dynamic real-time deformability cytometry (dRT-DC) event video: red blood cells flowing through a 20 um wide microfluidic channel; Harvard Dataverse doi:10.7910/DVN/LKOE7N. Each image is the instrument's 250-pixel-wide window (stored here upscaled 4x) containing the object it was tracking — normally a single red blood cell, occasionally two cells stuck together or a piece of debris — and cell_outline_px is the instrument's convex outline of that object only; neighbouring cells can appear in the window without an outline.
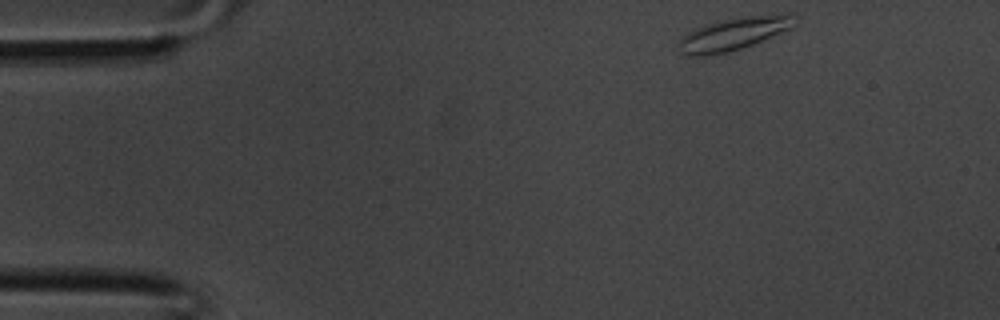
{"species": "common noctule bat (a hibernating species)", "species_latin": "Nyctalus noctula", "temperature_condition": "room temperature", "stored_images_in_passage": 34, "camera_frame_rate_fps": 3000, "um_per_image_px": 0.085, "animal": {"sex": "male", "body_mass_g": 20.1, "forearm_length_mm": 53.5}, "frame": {"image": 1, "passage_image": 1, "time_ms": 0.0, "image_size_px": [1000, 320], "cell_outline_px": [[792, 12], [788, 28], [780, 32], [752, 44], [728, 52], [704, 56], [684, 56], [680, 52], [680, 36], [692, 28], [716, 20], [752, 16]], "centroid_in_image_um": [62.18, 2.88], "position_along_channel_um": 22.8, "area_um2": 21.68}}
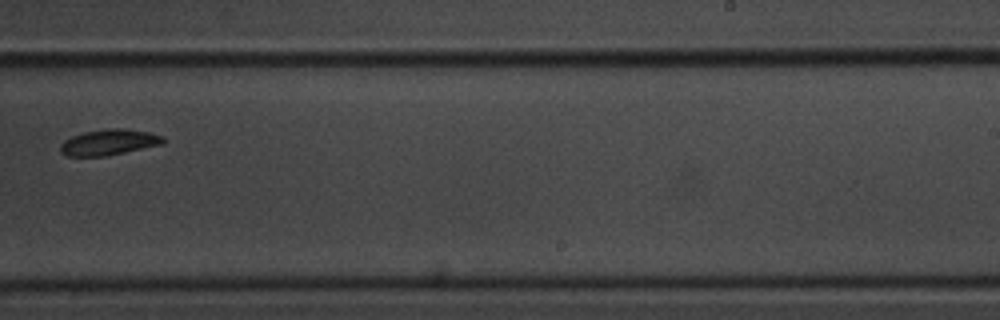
{"frame": {"image": 2, "passage_image": 20, "time_ms": 6.333, "image_size_px": [1000, 320], "cell_outline_px": [[164, 144], [104, 156], [68, 156], [60, 152], [60, 144], [64, 140], [72, 136], [84, 132], [108, 128], [124, 128], [148, 132], [164, 136]], "centroid_in_image_um": [9.26, 12.08], "position_along_channel_um": 279.7, "area_um2": 15.43}}
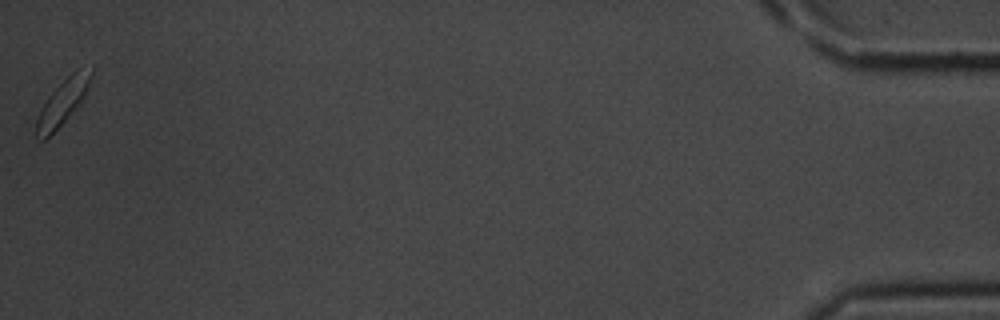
{"frame": {"image": 3, "passage_image": 34, "time_ms": 11.0, "image_size_px": [1000, 320], "cell_outline_px": [[92, 76], [84, 96], [80, 104], [44, 140], [40, 140], [36, 136], [36, 120], [40, 108], [48, 96], [76, 68], [92, 68]], "centroid_in_image_um": [5.32, 8.66], "position_along_channel_um": 429.9, "area_um2": 13.99}}